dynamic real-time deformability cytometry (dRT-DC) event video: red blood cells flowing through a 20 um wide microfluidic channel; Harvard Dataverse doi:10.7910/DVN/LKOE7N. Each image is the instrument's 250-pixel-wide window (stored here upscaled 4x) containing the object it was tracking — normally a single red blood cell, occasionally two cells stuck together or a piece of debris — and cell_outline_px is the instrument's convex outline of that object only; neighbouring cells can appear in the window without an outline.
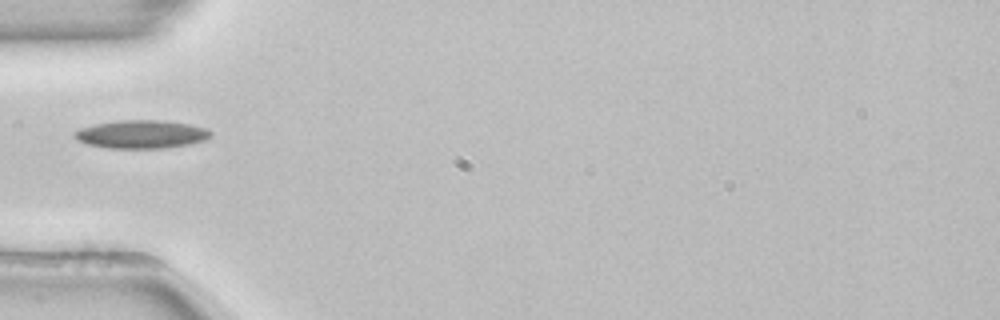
{"species": "common noctule bat (a hibernating species)", "species_latin": "Nyctalus noctula", "temperature_condition": "room temperature", "stored_images_in_passage": 36, "camera_frame_rate_fps": 3000, "um_per_image_px": 0.085, "animal": {"sex": "female", "body_mass_g": 22.7, "forearm_length_mm": 54.2}, "frame": {"image": 1, "passage_image": 1, "time_ms": 0.0, "image_size_px": [1000, 320], "cell_outline_px": [[212, 136], [204, 140], [188, 144], [164, 148], [108, 148], [88, 144], [76, 140], [72, 136], [72, 132], [80, 128], [92, 124], [120, 120], [160, 120], [188, 124], [208, 128], [212, 132]], "centroid_in_image_um": [11.98, 11.41], "position_along_channel_um": 73.0, "area_um2": 22.54}}
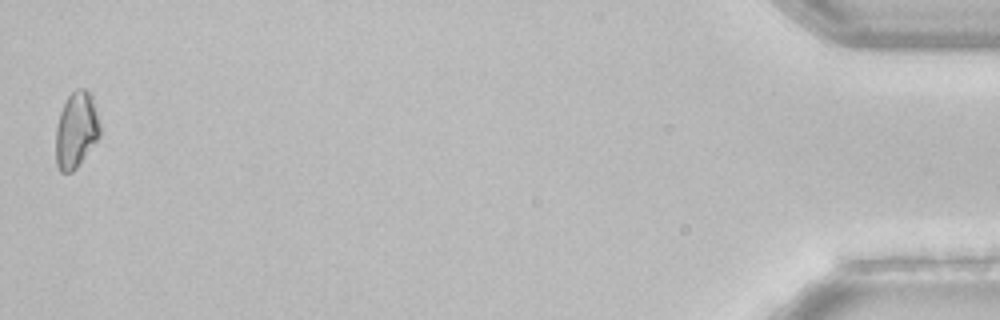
{"frame": {"image": 2, "passage_image": 36, "time_ms": 11.667, "image_size_px": [1000, 320], "cell_outline_px": [[100, 136], [76, 168], [72, 172], [60, 172], [56, 164], [56, 128], [60, 112], [68, 96], [76, 88], [84, 88], [88, 92], [92, 100], [100, 124]], "centroid_in_image_um": [6.46, 11.07], "position_along_channel_um": 428.7, "area_um2": 19.31}, "authors_computed_cell_mechanics": {"area_um2": 19.4208, "velocity_mm_per_s": 3.8815, "shape_relaxation_time_tau1_ms": 4.9193, "shape_relaxation_time_tau2_ms": null, "deformation_change_tau1": 0.1236, "deformation_change_tau2": null}}